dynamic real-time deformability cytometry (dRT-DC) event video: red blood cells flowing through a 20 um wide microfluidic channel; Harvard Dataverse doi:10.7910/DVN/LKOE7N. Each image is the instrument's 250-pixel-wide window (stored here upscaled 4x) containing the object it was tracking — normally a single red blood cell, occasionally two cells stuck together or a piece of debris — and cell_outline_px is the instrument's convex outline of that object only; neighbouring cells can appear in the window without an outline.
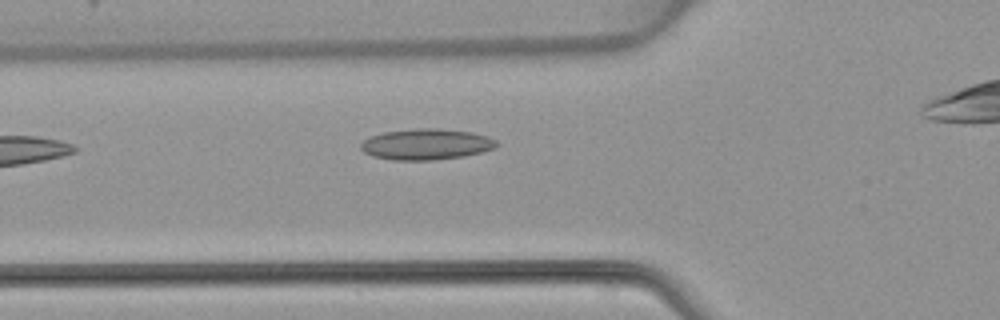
{"species": "common noctule bat (a hibernating species)", "species_latin": "Nyctalus noctula", "temperature_condition": "warm", "stored_images_in_passage": 5, "camera_frame_rate_fps": 3000, "um_per_image_px": 0.085, "animal": {"sex": "female", "body_mass_g": 22.7, "forearm_length_mm": 54.2}, "frame": {"image": 1, "passage_image": 4, "time_ms": 3.333, "image_size_px": [1000, 320], "cell_outline_px": [[500, 144], [496, 148], [464, 156], [432, 160], [392, 160], [372, 156], [364, 152], [360, 148], [360, 144], [364, 140], [372, 136], [384, 132], [416, 128], [436, 128], [472, 132], [488, 136], [496, 140]], "centroid_in_image_um": [36.25, 12.26], "position_along_channel_um": 89.6, "area_um2": 24.57}}